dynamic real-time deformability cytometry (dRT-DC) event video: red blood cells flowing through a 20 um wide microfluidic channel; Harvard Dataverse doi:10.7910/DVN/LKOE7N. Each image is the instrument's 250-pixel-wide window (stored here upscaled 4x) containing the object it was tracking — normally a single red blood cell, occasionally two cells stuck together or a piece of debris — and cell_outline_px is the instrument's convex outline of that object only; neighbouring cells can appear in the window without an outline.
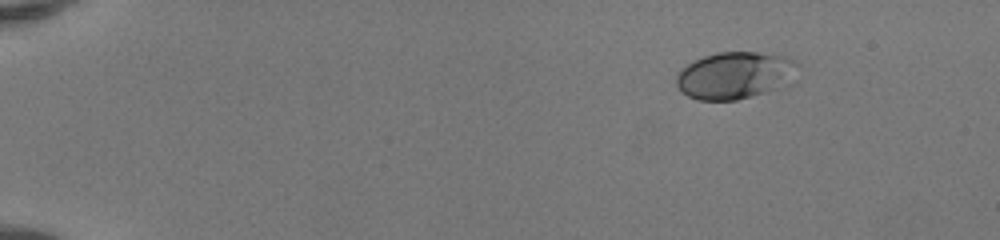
{"species": "human", "species_latin": "Homo sapiens", "temperature_condition": "room temperature", "stored_images_in_passage": 45, "camera_frame_rate_fps": 3000, "um_per_image_px": 0.085, "donor": {"sex": "female"}, "frame": {"image": 1, "passage_image": 1, "time_ms": 0.0, "image_size_px": [1000, 240], "cell_outline_px": [[796, 64], [788, 84], [776, 88], [736, 100], [696, 100], [680, 92], [676, 84], [676, 76], [688, 64], [704, 56], [716, 52], [756, 52], [784, 56], [792, 60]], "centroid_in_image_um": [62.39, 6.41], "position_along_channel_um": 22.6, "area_um2": 32.66}}
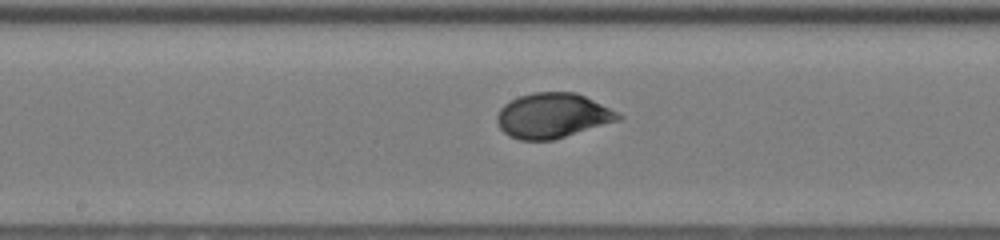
{"frame": {"image": 2, "passage_image": 23, "time_ms": 7.333, "image_size_px": [1000, 240], "cell_outline_px": [[624, 116], [620, 120], [552, 140], [520, 140], [508, 136], [500, 128], [496, 120], [496, 116], [500, 108], [504, 104], [520, 96], [532, 92], [576, 92]], "centroid_in_image_um": [46.93, 9.83], "position_along_channel_um": 201.3, "area_um2": 31.5}}
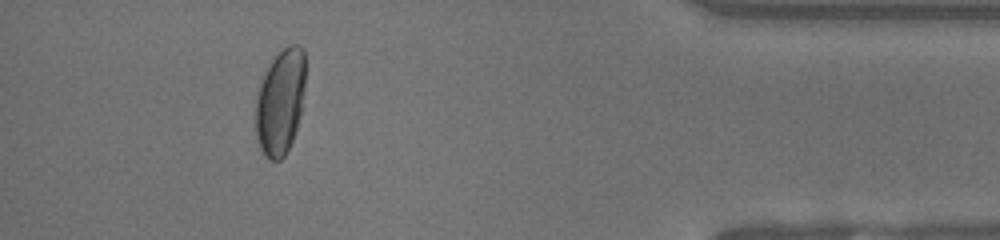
{"frame": {"image": 3, "passage_image": 41, "time_ms": 13.333, "image_size_px": [1000, 240], "cell_outline_px": [[304, 92], [300, 112], [296, 128], [292, 140], [284, 156], [280, 160], [268, 160], [264, 156], [260, 148], [256, 136], [256, 96], [264, 72], [272, 60], [288, 44], [300, 44], [304, 48]], "centroid_in_image_um": [23.82, 8.65], "position_along_channel_um": 411.4, "area_um2": 30.52}, "authors_computed_cell_mechanics": {"area_um2": 31.1542, "velocity_mm_per_s": 4.1465, "shape_relaxation_time_tau1_ms": 5.1865, "shape_relaxation_time_tau2_ms": null, "deformation_change_tau1": 0.2109, "deformation_change_tau2": null}}